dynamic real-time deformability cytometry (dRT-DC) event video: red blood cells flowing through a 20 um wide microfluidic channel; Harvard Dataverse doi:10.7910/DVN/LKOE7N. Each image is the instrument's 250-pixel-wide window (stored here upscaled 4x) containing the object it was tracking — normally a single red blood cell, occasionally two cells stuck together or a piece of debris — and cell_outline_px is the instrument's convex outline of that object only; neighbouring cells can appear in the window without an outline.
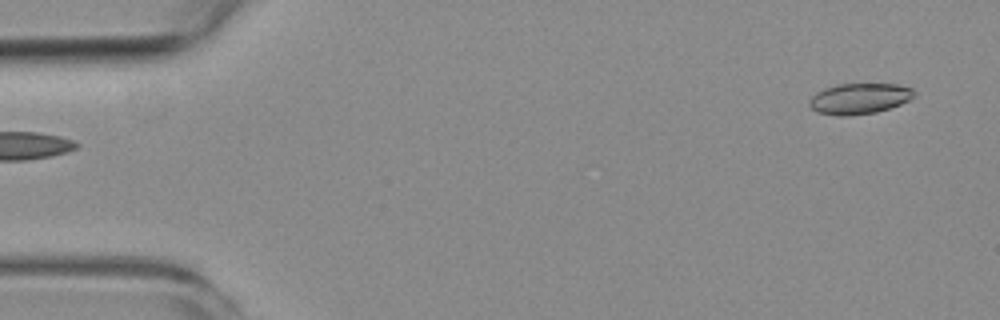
{"species": "common noctule bat (a hibernating species)", "species_latin": "Nyctalus noctula", "temperature_condition": "room temperature", "stored_images_in_passage": 5, "segment_of_instrument_passage": [2, 2], "camera_frame_rate_fps": 3000, "um_per_image_px": 0.085, "animal": {"sex": "female", "body_mass_g": 19.3, "forearm_length_mm": 54.1}, "frame": {"image": 1, "passage_image": 5, "time_ms": 5.667, "image_size_px": [1000, 320], "cell_outline_px": [[916, 96], [900, 104], [876, 112], [848, 116], [840, 116], [816, 112], [808, 104], [808, 100], [816, 92], [824, 88], [836, 84], [896, 84], [912, 88], [916, 92]], "centroid_in_image_um": [73.03, 8.38], "position_along_channel_um": 12.0, "area_um2": 18.9}}